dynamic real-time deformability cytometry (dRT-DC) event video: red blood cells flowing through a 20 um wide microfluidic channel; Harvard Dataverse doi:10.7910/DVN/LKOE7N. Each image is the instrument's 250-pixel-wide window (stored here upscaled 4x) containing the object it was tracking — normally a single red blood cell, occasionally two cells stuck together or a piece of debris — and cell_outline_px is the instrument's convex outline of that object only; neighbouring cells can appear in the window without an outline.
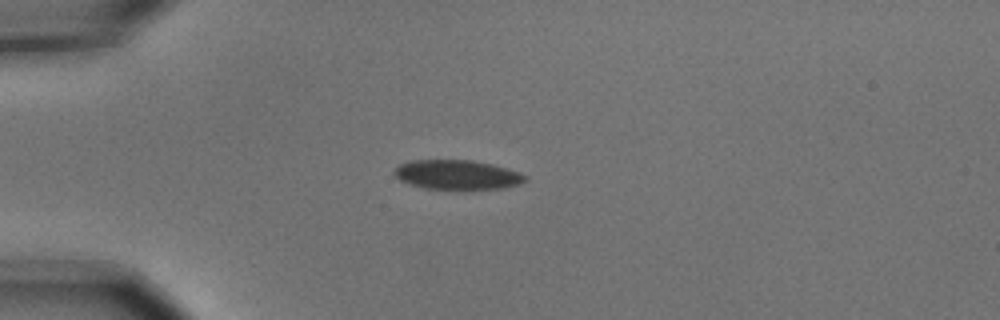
{"species": "common noctule bat (a hibernating species)", "species_latin": "Nyctalus noctula", "temperature_condition": "cold", "stored_images_in_passage": 2, "camera_frame_rate_fps": 3000, "um_per_image_px": 0.085, "animal": {"sex": "male", "body_mass_g": 15.6}, "frame": {"image": 1, "passage_image": 1, "time_ms": 0.0, "image_size_px": [1000, 320], "cell_outline_px": [[528, 180], [520, 184], [504, 188], [468, 192], [460, 192], [424, 188], [408, 184], [400, 180], [392, 172], [400, 164], [412, 160], [472, 160], [492, 164], [508, 168], [520, 172], [528, 176]], "centroid_in_image_um": [38.92, 14.91], "position_along_channel_um": 46.1, "area_um2": 23.64}}